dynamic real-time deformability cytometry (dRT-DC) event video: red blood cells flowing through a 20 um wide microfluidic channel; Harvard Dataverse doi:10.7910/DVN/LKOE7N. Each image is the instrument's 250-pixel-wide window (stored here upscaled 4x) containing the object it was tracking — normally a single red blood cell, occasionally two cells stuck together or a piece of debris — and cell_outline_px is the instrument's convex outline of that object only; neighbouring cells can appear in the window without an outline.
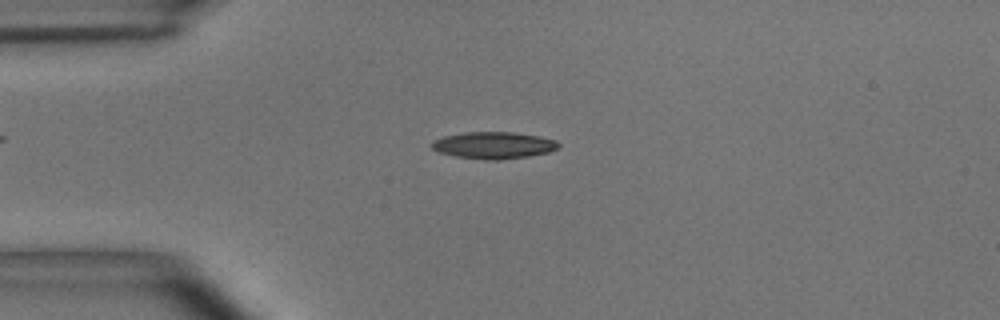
{"species": "common noctule bat (a hibernating species)", "species_latin": "Nyctalus noctula", "temperature_condition": "room temperature", "stored_images_in_passage": 54, "camera_frame_rate_fps": 3000, "um_per_image_px": 0.085, "animal": {"sex": "male", "body_mass_g": 15.6}, "frame": {"image": 1, "passage_image": 13, "time_ms": 4.0, "image_size_px": [1000, 320], "cell_outline_px": [[560, 144], [556, 148], [548, 152], [528, 156], [500, 160], [484, 160], [456, 156], [440, 152], [432, 148], [432, 140], [444, 136], [464, 132], [512, 132], [540, 136], [556, 140]], "centroid_in_image_um": [41.95, 12.34], "position_along_channel_um": 43.0, "area_um2": 19.77}}
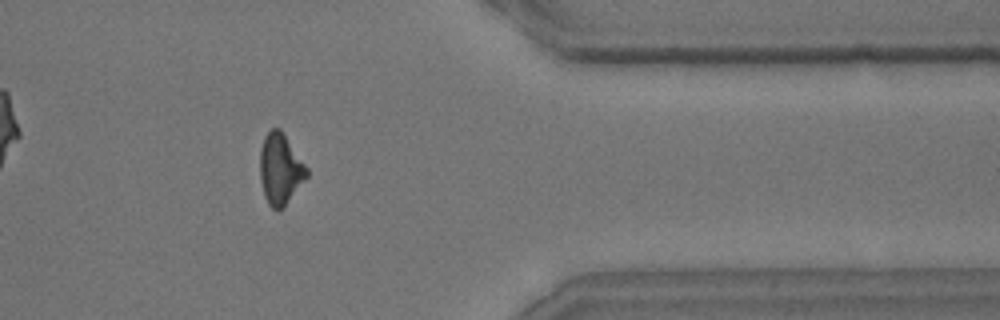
{"frame": {"image": 2, "passage_image": 44, "time_ms": 14.333, "image_size_px": [1000, 320], "cell_outline_px": [[308, 176], [284, 208], [272, 208], [268, 204], [264, 196], [260, 180], [260, 148], [264, 136], [272, 128], [280, 128], [308, 168]], "centroid_in_image_um": [23.82, 14.37], "position_along_channel_um": 387.6, "area_um2": 19.42}}
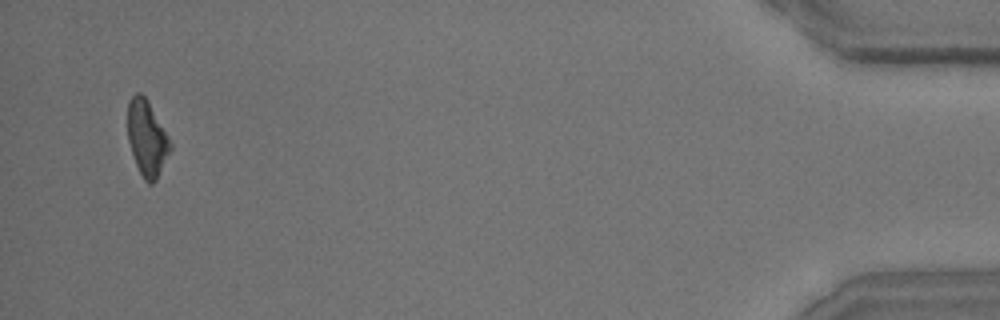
{"frame": {"image": 3, "passage_image": 52, "time_ms": 17.0, "image_size_px": [1000, 320], "cell_outline_px": [[172, 148], [156, 180], [152, 184], [148, 184], [144, 180], [136, 164], [128, 140], [128, 100], [136, 92], [140, 92], [148, 100], [172, 144]], "centroid_in_image_um": [12.49, 11.74], "position_along_channel_um": 422.7, "area_um2": 18.61}, "authors_computed_cell_mechanics": {"area_um2": 19.4208, "velocity_mm_per_s": 3.6927, "shape_relaxation_time_tau1_ms": 5.1516, "shape_relaxation_time_tau2_ms": 5.4147, "deformation_change_tau1": 0.1668, "deformation_change_tau2": 0.1572}}